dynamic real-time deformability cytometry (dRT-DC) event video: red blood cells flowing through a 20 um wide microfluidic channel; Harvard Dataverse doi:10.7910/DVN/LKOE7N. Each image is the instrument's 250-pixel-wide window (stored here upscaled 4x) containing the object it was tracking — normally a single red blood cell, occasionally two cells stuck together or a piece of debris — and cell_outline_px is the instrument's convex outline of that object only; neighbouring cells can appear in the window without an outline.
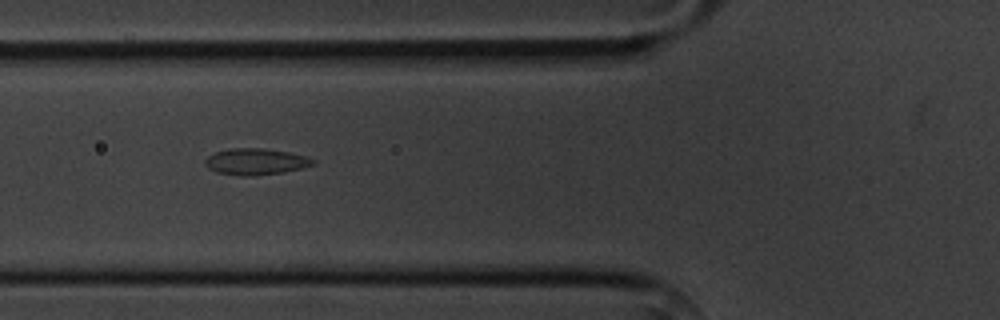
{"species": "common noctule bat (a hibernating species)", "species_latin": "Nyctalus noctula", "temperature_condition": "cold", "stored_images_in_passage": 12, "camera_frame_rate_fps": 3000, "um_per_image_px": 0.085, "animal": {"sex": "male", "body_mass_g": 20.1, "forearm_length_mm": 53.5}, "frame": {"image": 1, "passage_image": 3, "time_ms": 2.333, "image_size_px": [1000, 320], "cell_outline_px": [[316, 164], [284, 172], [256, 176], [240, 176], [216, 172], [208, 168], [204, 164], [204, 160], [208, 156], [216, 152], [228, 148], [264, 148], [288, 152], [304, 156], [316, 160]], "centroid_in_image_um": [21.71, 13.74], "position_along_channel_um": 104.1, "area_um2": 16.7}}
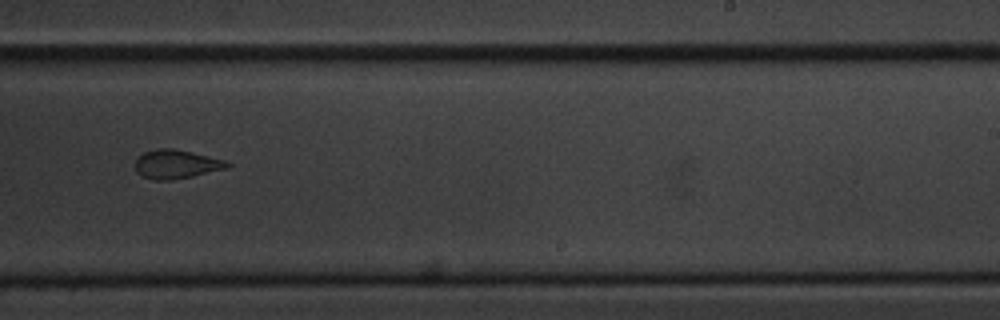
{"frame": {"image": 2, "passage_image": 7, "time_ms": 7.0, "image_size_px": [1000, 320], "cell_outline_px": [[232, 164], [228, 168], [192, 176], [172, 180], [156, 180], [140, 176], [136, 172], [136, 160], [144, 152], [156, 148], [172, 148], [192, 152], [224, 160]], "centroid_in_image_um": [14.97, 13.96], "position_along_channel_um": 274.0, "area_um2": 15.43}}
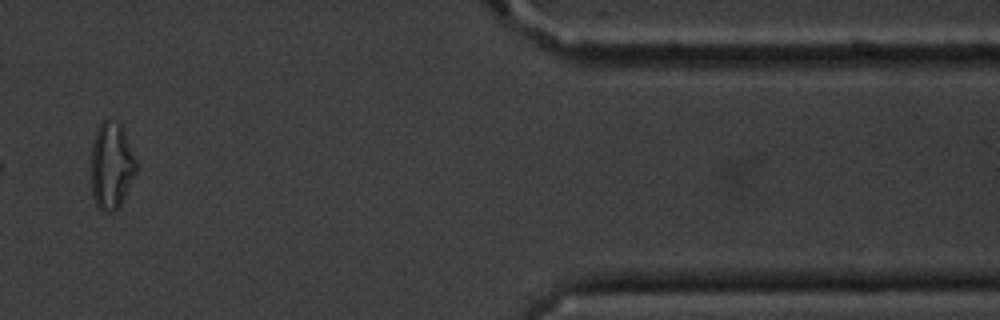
{"frame": {"image": 3, "passage_image": 10, "time_ms": 11.667, "image_size_px": [1000, 320], "cell_outline_px": [[136, 172], [120, 208], [112, 212], [108, 212], [100, 208], [96, 204], [92, 196], [92, 144], [96, 132], [100, 124], [108, 116], [124, 124], [136, 160]], "centroid_in_image_um": [9.51, 14.02], "position_along_channel_um": 401.9, "area_um2": 23.29}, "authors_computed_cell_mechanics": {"area_um2": 16.0106, "velocity_mm_per_s": 3.633, "shape_relaxation_time_tau1_ms": null, "shape_relaxation_time_tau2_ms": 1.218, "deformation_change_tau1": null, "deformation_change_tau2": 0.059}}